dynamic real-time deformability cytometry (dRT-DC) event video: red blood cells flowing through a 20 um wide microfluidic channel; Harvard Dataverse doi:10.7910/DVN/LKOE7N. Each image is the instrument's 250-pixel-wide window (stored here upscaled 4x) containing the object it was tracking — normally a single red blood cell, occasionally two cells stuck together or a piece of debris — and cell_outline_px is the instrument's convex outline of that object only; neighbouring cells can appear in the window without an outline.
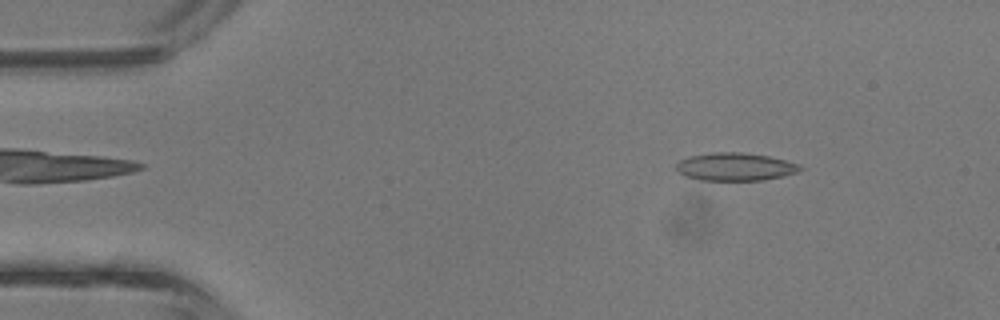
{"species": "common noctule bat (a hibernating species)", "species_latin": "Nyctalus noctula", "temperature_condition": "room temperature", "stored_images_in_passage": 3, "camera_frame_rate_fps": 3000, "um_per_image_px": 0.085, "animal": {"sex": "male", "body_mass_g": 13.3}, "frame": {"image": 1, "passage_image": 1, "time_ms": 0.0, "image_size_px": [1000, 320], "cell_outline_px": [[804, 168], [796, 172], [784, 176], [764, 180], [700, 180], [684, 176], [676, 168], [676, 164], [680, 160], [688, 156], [712, 152], [740, 152], [768, 156], [800, 164]], "centroid_in_image_um": [62.49, 14.17], "position_along_channel_um": 22.5, "area_um2": 20.17}}
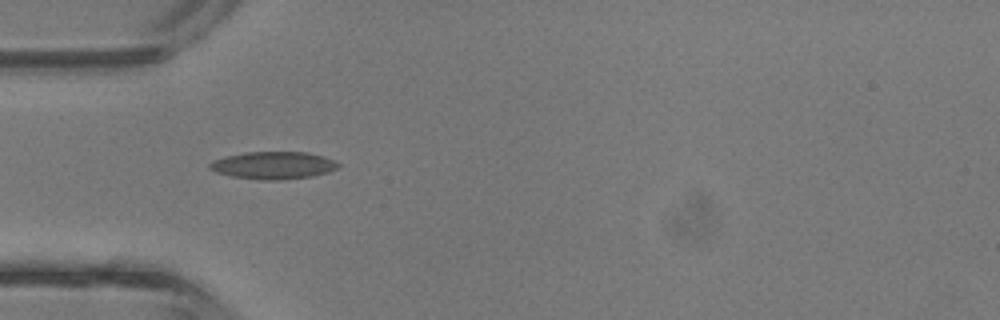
{"frame": {"image": 2, "passage_image": 3, "time_ms": 0.667, "image_size_px": [1000, 320], "cell_outline_px": [[340, 164], [336, 168], [328, 172], [312, 176], [280, 180], [264, 180], [232, 176], [216, 172], [208, 168], [208, 164], [212, 160], [224, 156], [244, 152], [308, 152], [324, 156]], "centroid_in_image_um": [23.19, 14.04], "position_along_channel_um": 61.8, "area_um2": 20.58}}